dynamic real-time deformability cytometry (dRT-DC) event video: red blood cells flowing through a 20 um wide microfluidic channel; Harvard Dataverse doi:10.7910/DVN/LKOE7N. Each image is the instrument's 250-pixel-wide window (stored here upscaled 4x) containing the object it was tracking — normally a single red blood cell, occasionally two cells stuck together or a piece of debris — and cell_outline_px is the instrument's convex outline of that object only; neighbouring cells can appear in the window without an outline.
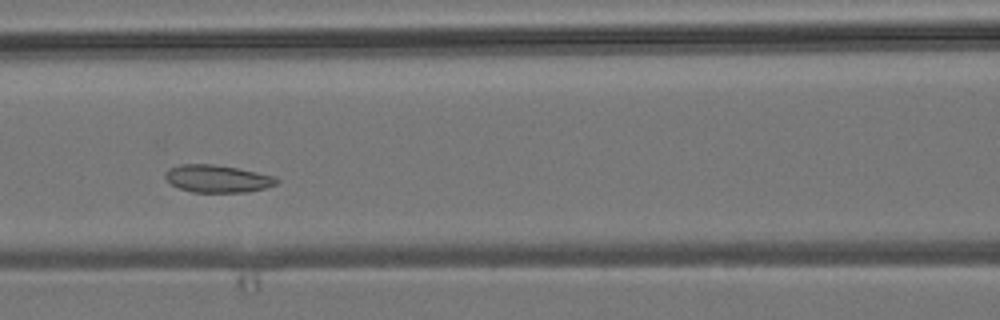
{"species": "common noctule bat (a hibernating species)", "species_latin": "Nyctalus noctula", "temperature_condition": "room temperature", "stored_images_in_passage": 8, "camera_frame_rate_fps": 3000, "um_per_image_px": 0.085, "animal": {"sex": "male", "body_mass_g": 19.2, "forearm_length_mm": 51.8}, "frame": {"image": 1, "passage_image": 5, "time_ms": 4.667, "image_size_px": [1000, 320], "cell_outline_px": [[280, 180], [276, 184], [264, 188], [248, 192], [192, 192], [180, 188], [172, 184], [164, 176], [164, 172], [168, 168], [180, 164], [212, 164], [236, 168], [276, 176]], "centroid_in_image_um": [18.48, 15.18], "position_along_channel_um": 148.1, "area_um2": 17.8}}
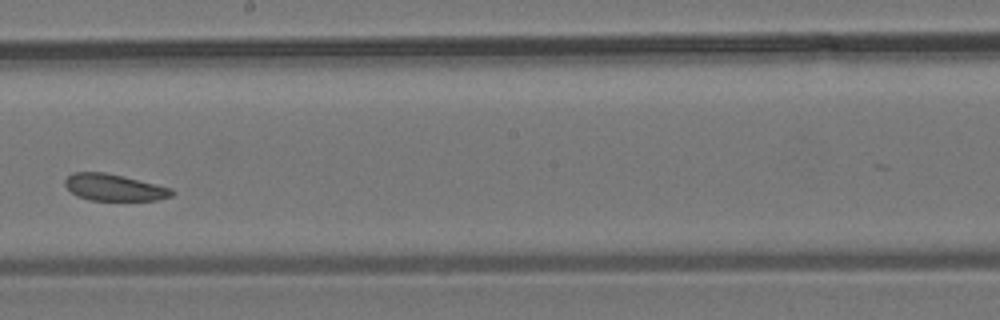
{"frame": {"image": 2, "passage_image": 7, "time_ms": 7.0, "image_size_px": [1000, 320], "cell_outline_px": [[176, 192], [172, 196], [156, 200], [88, 200], [76, 196], [64, 184], [64, 180], [72, 172], [104, 172], [124, 176], [172, 188]], "centroid_in_image_um": [9.7, 15.93], "position_along_channel_um": 238.5, "area_um2": 16.7}}
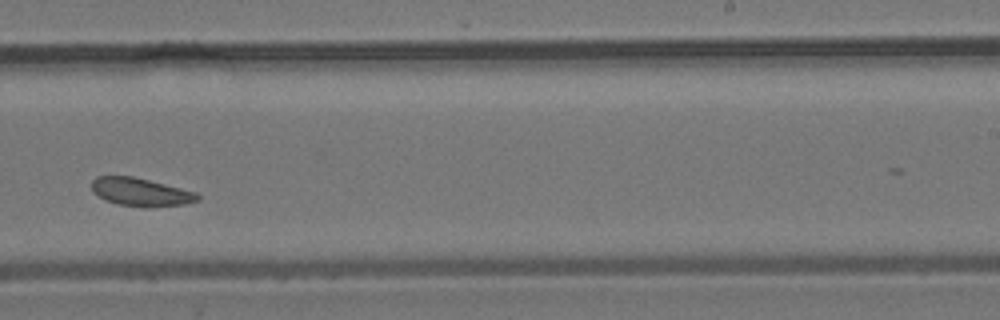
{"frame": {"image": 3, "passage_image": 8, "time_ms": 8.0, "image_size_px": [1000, 320], "cell_outline_px": [[200, 200], [188, 204], [116, 204], [104, 200], [92, 192], [92, 180], [96, 176], [132, 176], [196, 192], [200, 196]], "centroid_in_image_um": [11.91, 16.27], "position_along_channel_um": 277.1, "area_um2": 16.53}}